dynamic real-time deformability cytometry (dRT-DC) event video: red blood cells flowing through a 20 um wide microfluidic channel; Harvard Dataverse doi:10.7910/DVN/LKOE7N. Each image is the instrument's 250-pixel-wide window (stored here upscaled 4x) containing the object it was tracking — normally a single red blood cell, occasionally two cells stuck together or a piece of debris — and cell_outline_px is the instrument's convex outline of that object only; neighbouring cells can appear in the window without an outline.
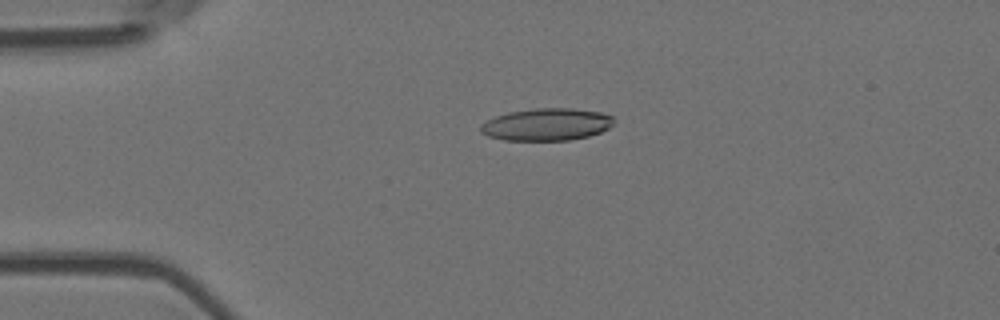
{"species": "Egyptian fruit bat (a non-hibernating species)", "species_latin": "Rousettus aegyptiacus", "temperature_condition": "room temperature", "stored_images_in_passage": 53, "camera_frame_rate_fps": 3000, "um_per_image_px": 0.085, "animal": {"sex": "female"}, "frame": {"image": 1, "passage_image": 12, "time_ms": 3.667, "image_size_px": [1000, 320], "cell_outline_px": [[612, 124], [608, 128], [600, 132], [588, 136], [568, 140], [504, 140], [488, 136], [480, 132], [480, 124], [496, 116], [508, 112], [536, 108], [572, 108], [600, 112], [612, 116]], "centroid_in_image_um": [46.43, 10.57], "position_along_channel_um": 38.6, "area_um2": 24.91}}
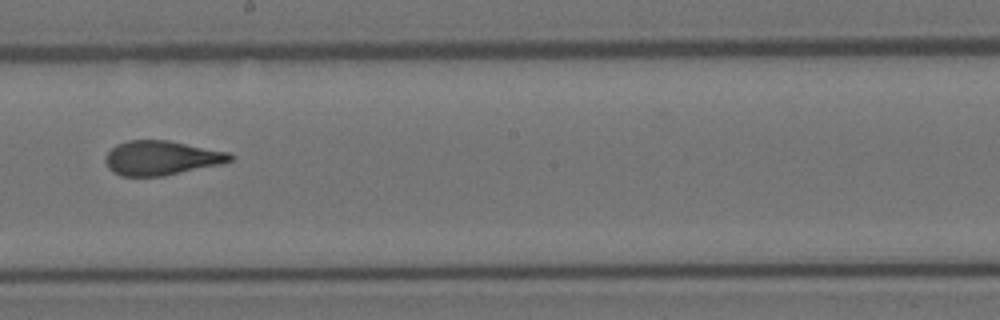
{"frame": {"image": 2, "passage_image": 30, "time_ms": 9.667, "image_size_px": [1000, 320], "cell_outline_px": [[236, 156], [232, 160], [224, 164], [164, 176], [120, 176], [112, 172], [108, 168], [104, 160], [104, 156], [116, 144], [128, 140], [168, 140], [232, 152]], "centroid_in_image_um": [13.76, 13.42], "position_along_channel_um": 234.4, "area_um2": 25.55}}
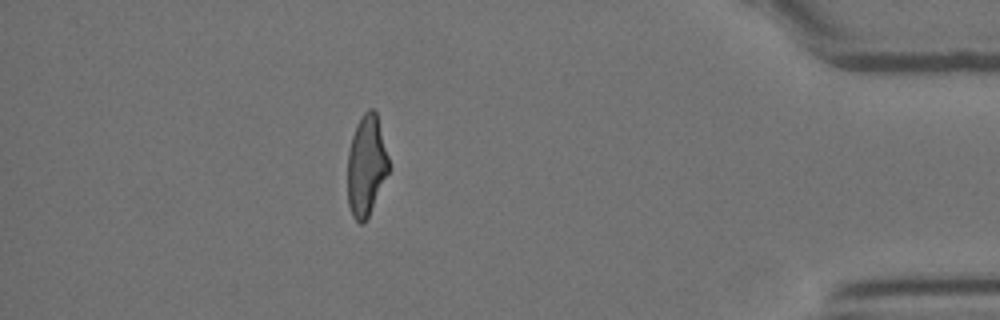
{"frame": {"image": 3, "passage_image": 47, "time_ms": 15.333, "image_size_px": [1000, 320], "cell_outline_px": [[388, 172], [368, 216], [364, 224], [360, 224], [352, 216], [348, 204], [348, 152], [352, 136], [356, 124], [364, 112], [368, 108], [372, 108], [376, 112], [388, 156]], "centroid_in_image_um": [31.12, 14.07], "position_along_channel_um": 404.1, "area_um2": 23.81}, "authors_computed_cell_mechanics": {"area_um2": 24.9696, "velocity_mm_per_s": 3.7834, "shape_relaxation_time_tau1_ms": 9.716, "shape_relaxation_time_tau2_ms": 1.2043, "deformation_change_tau1": 0.2856, "deformation_change_tau2": 0.1032}}